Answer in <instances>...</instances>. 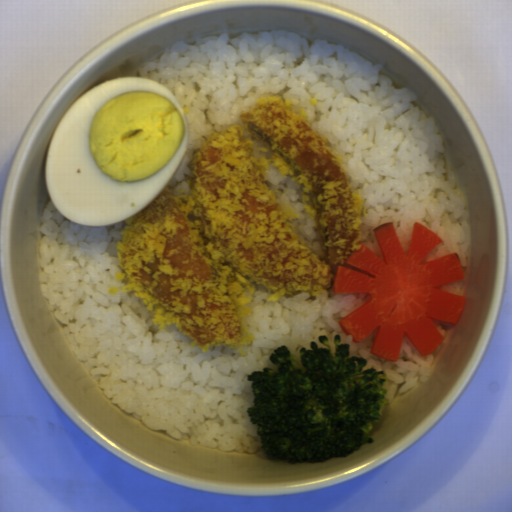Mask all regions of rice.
<instances>
[{
    "mask_svg": "<svg viewBox=\"0 0 512 512\" xmlns=\"http://www.w3.org/2000/svg\"><path fill=\"white\" fill-rule=\"evenodd\" d=\"M382 65L350 48L313 43L299 32L268 29L203 34L136 64L128 77L169 88L189 122L187 150L166 187L176 194L194 176L188 168L201 139L240 123L258 98L279 95L305 108L313 130L342 155L351 185L365 198L364 246L383 258L374 228L393 222L410 249L415 221L442 239L422 263L457 253L463 280L438 290L465 295L472 273L473 230L464 193L449 166V143L417 95L394 86Z\"/></svg>",
    "mask_w": 512,
    "mask_h": 512,
    "instance_id": "rice-2",
    "label": "rice"
},
{
    "mask_svg": "<svg viewBox=\"0 0 512 512\" xmlns=\"http://www.w3.org/2000/svg\"><path fill=\"white\" fill-rule=\"evenodd\" d=\"M126 220L111 226H86L67 218L51 198L41 215L36 250L40 294L53 318L63 326L74 355L110 398L152 429L175 439L225 452L245 451L263 456L257 424L247 408L254 406L252 381L247 375L263 368L278 370L269 356L285 345L290 354L311 341L326 348L327 337L335 352V335L348 343L350 355L362 356L367 365L385 371V404L371 432L378 431L402 403L427 379L450 340L452 325L433 322L444 336L436 351L421 356L404 334L397 360L371 352L379 327L362 341H353L339 321L364 304L369 294L324 291L315 300L298 293L268 301L273 291L258 284L252 310L245 322L254 335L242 346L245 354L229 345L210 350L191 345L192 337L173 324L159 329L153 312L135 292L112 294L120 287L117 242ZM370 432V433H371Z\"/></svg>",
    "mask_w": 512,
    "mask_h": 512,
    "instance_id": "rice-1",
    "label": "rice"
}]
</instances>
